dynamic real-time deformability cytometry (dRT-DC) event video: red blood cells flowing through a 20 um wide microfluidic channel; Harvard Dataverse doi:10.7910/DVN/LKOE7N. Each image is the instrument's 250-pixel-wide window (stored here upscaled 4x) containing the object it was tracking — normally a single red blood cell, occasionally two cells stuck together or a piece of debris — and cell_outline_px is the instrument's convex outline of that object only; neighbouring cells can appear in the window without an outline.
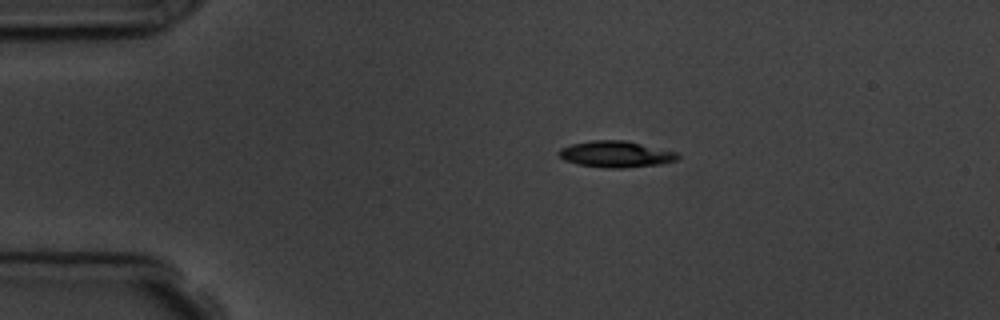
{"species": "common noctule bat (a hibernating species)", "species_latin": "Nyctalus noctula", "temperature_condition": "room temperature", "stored_images_in_passage": 4, "camera_frame_rate_fps": 3000, "um_per_image_px": 0.085, "animal": {"sex": "male", "body_mass_g": 19.5, "forearm_length_mm": 54.6}, "frame": {"image": 1, "passage_image": 2, "time_ms": 1.333, "image_size_px": [1000, 320], "cell_outline_px": [[680, 156], [676, 160], [660, 164], [624, 168], [608, 168], [580, 164], [564, 160], [556, 152], [560, 148], [572, 144], [592, 140], [624, 140], [676, 152]], "centroid_in_image_um": [52.33, 13.1], "position_along_channel_um": 32.7, "area_um2": 18.03}}
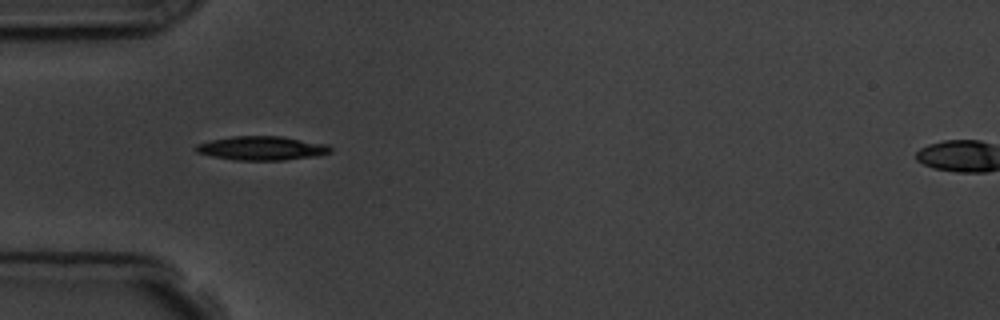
{"frame": {"image": 2, "passage_image": 4, "time_ms": 3.333, "image_size_px": [1000, 320], "cell_outline_px": [[332, 152], [320, 156], [284, 160], [232, 160], [212, 156], [196, 152], [192, 148], [196, 144], [212, 140], [232, 136], [280, 136], [328, 144], [332, 148]], "centroid_in_image_um": [22.27, 12.6], "position_along_channel_um": 62.7, "area_um2": 19.02}}